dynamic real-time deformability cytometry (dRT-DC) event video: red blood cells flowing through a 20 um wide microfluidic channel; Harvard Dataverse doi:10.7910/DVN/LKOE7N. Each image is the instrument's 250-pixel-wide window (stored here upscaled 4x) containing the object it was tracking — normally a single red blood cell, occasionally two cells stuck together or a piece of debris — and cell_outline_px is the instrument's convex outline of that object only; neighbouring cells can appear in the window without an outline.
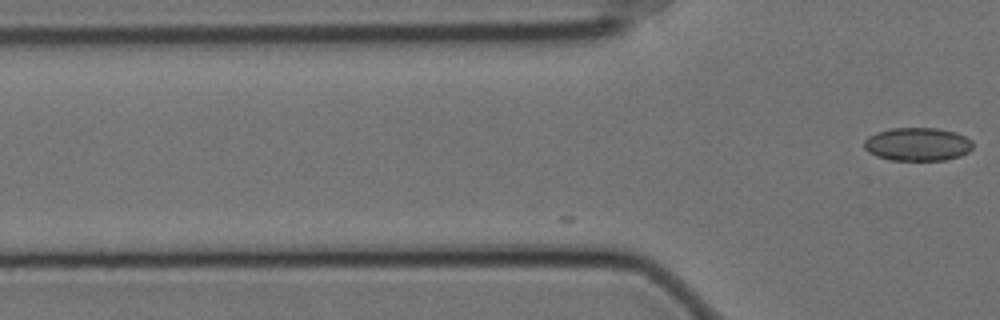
{"species": "Egyptian fruit bat (a non-hibernating species)", "species_latin": "Rousettus aegyptiacus", "temperature_condition": "cold", "stored_images_in_passage": 6, "camera_frame_rate_fps": 3000, "um_per_image_px": 0.085, "animal": {"sex": "female"}, "frame": {"image": 1, "passage_image": 6, "time_ms": 1.667, "image_size_px": [1000, 320], "cell_outline_px": [[972, 148], [968, 152], [960, 156], [944, 160], [888, 160], [876, 156], [868, 152], [864, 148], [864, 140], [868, 136], [876, 132], [892, 128], [936, 128], [956, 132], [972, 140]], "centroid_in_image_um": [77.97, 12.26], "position_along_channel_um": 47.8, "area_um2": 21.21}}